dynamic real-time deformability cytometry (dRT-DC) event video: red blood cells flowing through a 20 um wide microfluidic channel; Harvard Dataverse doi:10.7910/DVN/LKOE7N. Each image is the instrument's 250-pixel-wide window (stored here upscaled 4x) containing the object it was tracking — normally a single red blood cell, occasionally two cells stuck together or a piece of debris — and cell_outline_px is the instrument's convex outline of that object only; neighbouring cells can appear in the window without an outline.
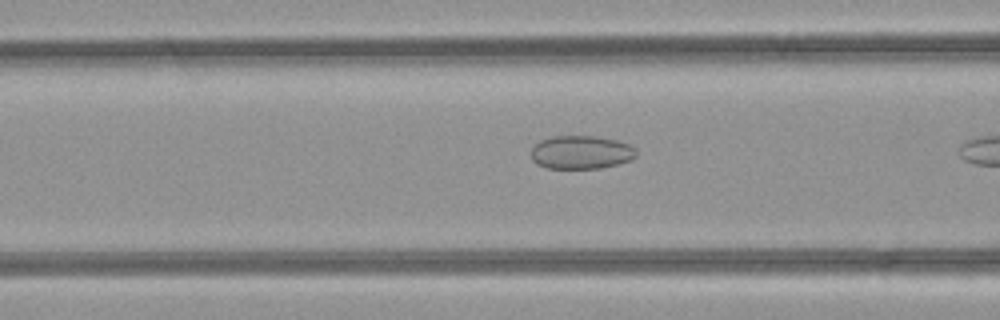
{"species": "common noctule bat (a hibernating species)", "species_latin": "Nyctalus noctula", "temperature_condition": "room temperature", "stored_images_in_passage": 7, "camera_frame_rate_fps": 3000, "um_per_image_px": 0.085, "animal": {"sex": "female", "body_mass_g": 21.9}, "frame": {"image": 1, "passage_image": 6, "time_ms": 1.667, "image_size_px": [1000, 320], "cell_outline_px": [[636, 156], [632, 160], [620, 164], [600, 168], [548, 168], [536, 164], [532, 160], [532, 148], [540, 140], [552, 136], [596, 136], [616, 140], [628, 144], [636, 148]], "centroid_in_image_um": [49.41, 12.95], "position_along_channel_um": 117.2, "area_um2": 20.58}}